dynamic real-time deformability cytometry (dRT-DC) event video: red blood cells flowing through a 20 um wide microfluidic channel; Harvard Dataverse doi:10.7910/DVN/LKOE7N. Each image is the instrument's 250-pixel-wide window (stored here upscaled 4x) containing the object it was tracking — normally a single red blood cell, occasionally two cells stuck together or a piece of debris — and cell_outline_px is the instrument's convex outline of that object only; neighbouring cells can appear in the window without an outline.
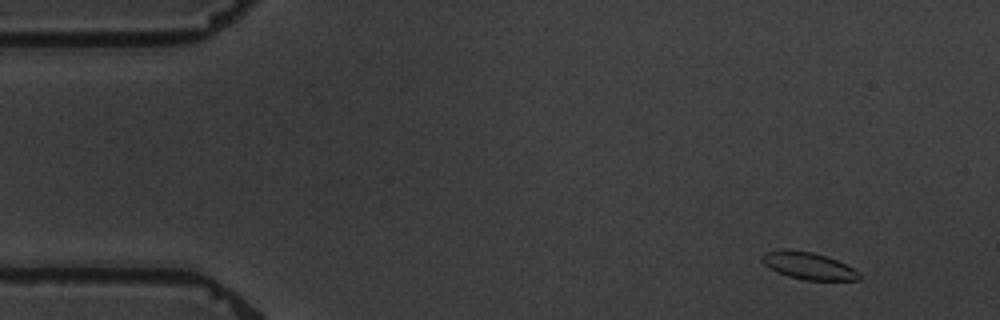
{"species": "common noctule bat (a hibernating species)", "species_latin": "Nyctalus noctula", "temperature_condition": "warm", "stored_images_in_passage": 5, "camera_frame_rate_fps": 3000, "um_per_image_px": 0.085, "animal": {"sex": "male", "body_mass_g": 19.5, "forearm_length_mm": 54.6}, "frame": {"image": 1, "passage_image": 1, "time_ms": 0.0, "image_size_px": [1000, 320], "cell_outline_px": [[860, 280], [804, 280], [788, 276], [776, 272], [764, 264], [760, 260], [760, 256], [764, 252], [812, 252], [828, 256], [860, 272]], "centroid_in_image_um": [68.75, 22.63], "position_along_channel_um": 16.3, "area_um2": 14.85}}